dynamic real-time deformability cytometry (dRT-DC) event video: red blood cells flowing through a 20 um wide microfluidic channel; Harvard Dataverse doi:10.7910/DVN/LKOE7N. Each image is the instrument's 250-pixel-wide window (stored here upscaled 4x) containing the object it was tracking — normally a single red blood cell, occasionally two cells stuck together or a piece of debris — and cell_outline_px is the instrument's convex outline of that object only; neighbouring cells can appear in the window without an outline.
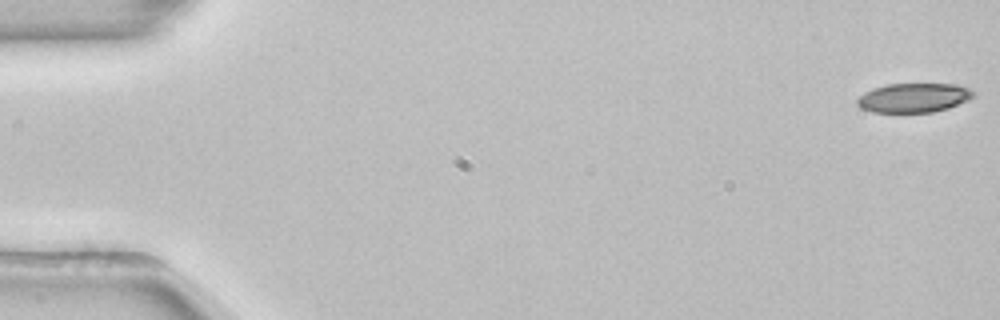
{"species": "common noctule bat (a hibernating species)", "species_latin": "Nyctalus noctula", "temperature_condition": "room temperature", "stored_images_in_passage": 54, "camera_frame_rate_fps": 3000, "um_per_image_px": 0.085, "animal": {"sex": "female", "body_mass_g": 22.7, "forearm_length_mm": 54.2}, "frame": {"image": 1, "passage_image": 1, "time_ms": 0.0, "image_size_px": [1000, 320], "cell_outline_px": [[976, 96], [968, 100], [948, 108], [932, 112], [872, 112], [860, 108], [856, 104], [856, 100], [864, 92], [872, 88], [888, 84], [952, 84], [968, 88], [976, 92]], "centroid_in_image_um": [77.65, 8.31], "position_along_channel_um": 7.3, "area_um2": 19.88}}
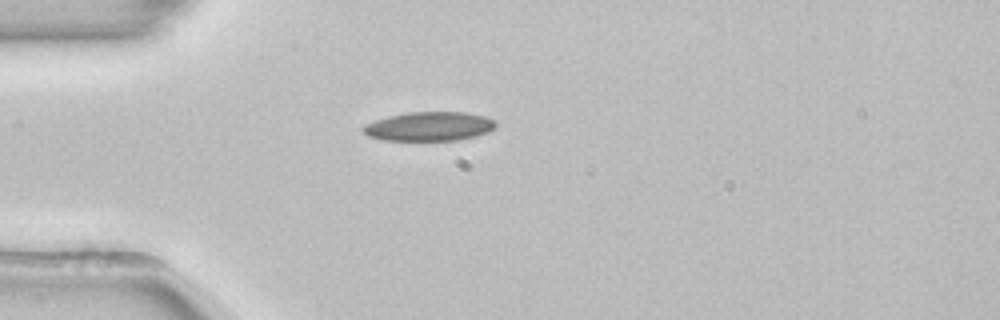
{"frame": {"image": 2, "passage_image": 15, "time_ms": 4.667, "image_size_px": [1000, 320], "cell_outline_px": [[496, 128], [488, 132], [476, 136], [456, 140], [384, 140], [368, 136], [360, 128], [364, 124], [388, 116], [408, 112], [468, 112], [484, 116], [492, 120], [496, 124]], "centroid_in_image_um": [36.47, 10.74], "position_along_channel_um": 48.5, "area_um2": 22.48}}
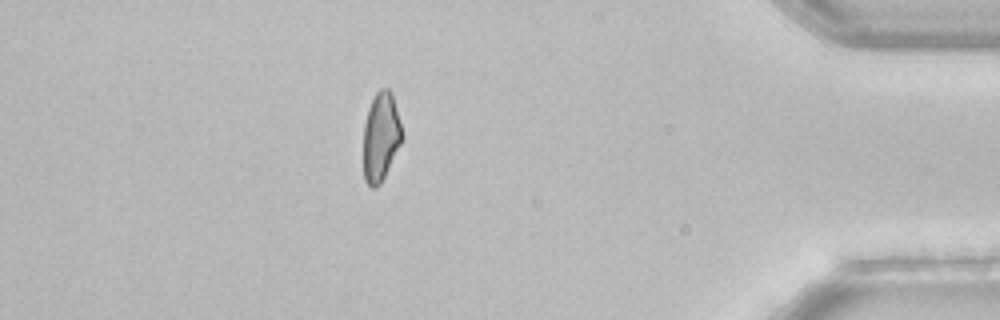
{"frame": {"image": 3, "passage_image": 47, "time_ms": 15.333, "image_size_px": [1000, 320], "cell_outline_px": [[404, 136], [380, 184], [376, 188], [372, 188], [364, 180], [364, 124], [368, 108], [376, 92], [380, 88], [388, 88], [392, 92]], "centroid_in_image_um": [32.37, 11.6], "position_along_channel_um": 402.8, "area_um2": 19.88}, "authors_computed_cell_mechanics": {"area_um2": 21.1837, "velocity_mm_per_s": 3.8749, "shape_relaxation_time_tau1_ms": 5.117, "shape_relaxation_time_tau2_ms": null, "deformation_change_tau1": 0.138, "deformation_change_tau2": null}}